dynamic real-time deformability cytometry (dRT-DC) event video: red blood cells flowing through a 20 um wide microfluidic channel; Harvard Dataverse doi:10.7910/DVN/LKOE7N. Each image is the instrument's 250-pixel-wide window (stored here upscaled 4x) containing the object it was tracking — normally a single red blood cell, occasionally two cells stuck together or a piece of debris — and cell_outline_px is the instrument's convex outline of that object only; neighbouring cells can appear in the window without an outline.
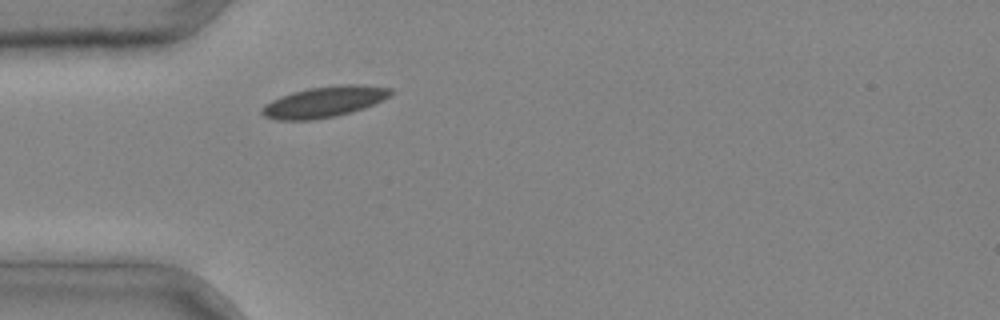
{"species": "common noctule bat (a hibernating species)", "species_latin": "Nyctalus noctula", "temperature_condition": "cold", "stored_images_in_passage": 1, "camera_frame_rate_fps": 3000, "um_per_image_px": 0.085, "animal": {"sex": "male", "body_mass_g": 20.4}, "frame": {"image": 1, "passage_image": 1, "time_ms": 0.0, "image_size_px": [1000, 320], "cell_outline_px": [[396, 92], [364, 108], [352, 112], [336, 116], [316, 120], [276, 120], [264, 116], [260, 112], [260, 108], [264, 104], [280, 96], [292, 92], [308, 88], [340, 84], [364, 84], [392, 88]], "centroid_in_image_um": [27.54, 8.65], "position_along_channel_um": 57.5, "area_um2": 23.47}}